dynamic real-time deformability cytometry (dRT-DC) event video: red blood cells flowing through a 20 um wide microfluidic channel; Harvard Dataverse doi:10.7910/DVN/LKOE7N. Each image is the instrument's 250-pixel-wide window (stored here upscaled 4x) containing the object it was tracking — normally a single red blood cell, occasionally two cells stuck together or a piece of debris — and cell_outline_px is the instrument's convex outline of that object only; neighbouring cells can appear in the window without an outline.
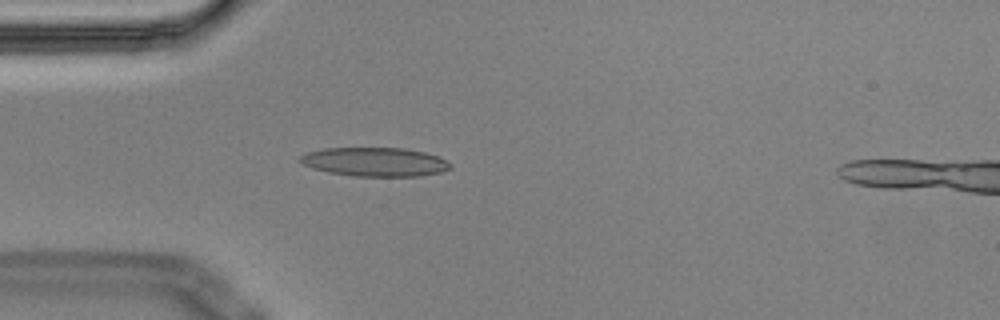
{"species": "Egyptian fruit bat (a non-hibernating species)", "species_latin": "Rousettus aegyptiacus", "temperature_condition": "cold", "stored_images_in_passage": 4, "camera_frame_rate_fps": 3000, "um_per_image_px": 0.085, "animal": {"sex": "male"}, "frame": {"image": 1, "passage_image": 4, "time_ms": 1.0, "image_size_px": [1000, 320], "cell_outline_px": [[452, 168], [440, 172], [420, 176], [352, 176], [328, 172], [312, 168], [296, 160], [300, 156], [308, 152], [324, 148], [404, 148], [424, 152], [440, 156], [452, 164]], "centroid_in_image_um": [31.88, 13.76], "position_along_channel_um": 53.1, "area_um2": 25.43}}